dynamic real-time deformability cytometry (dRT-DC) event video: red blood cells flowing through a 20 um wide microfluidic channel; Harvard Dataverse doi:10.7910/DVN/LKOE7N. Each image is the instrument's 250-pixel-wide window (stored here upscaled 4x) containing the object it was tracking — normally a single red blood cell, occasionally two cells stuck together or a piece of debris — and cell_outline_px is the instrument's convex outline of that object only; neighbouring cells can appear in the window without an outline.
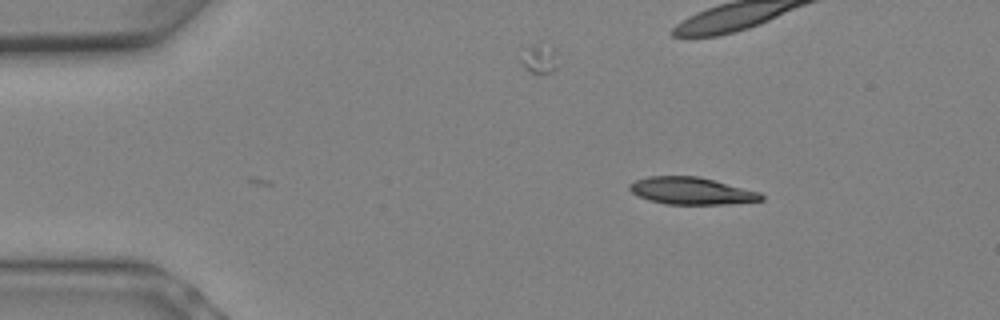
{"species": "Egyptian fruit bat (a non-hibernating species)", "species_latin": "Rousettus aegyptiacus", "temperature_condition": "warm", "stored_images_in_passage": 5, "camera_frame_rate_fps": 3000, "um_per_image_px": 0.085, "animal": {"sex": "female"}, "frame": {"image": 1, "passage_image": 1, "time_ms": 0.0, "image_size_px": [1000, 320], "cell_outline_px": [[764, 200], [728, 204], [664, 204], [648, 200], [632, 192], [628, 188], [628, 184], [636, 180], [648, 176], [696, 176], [760, 192], [764, 196]], "centroid_in_image_um": [58.75, 16.23], "position_along_channel_um": 26.2, "area_um2": 20.69}}